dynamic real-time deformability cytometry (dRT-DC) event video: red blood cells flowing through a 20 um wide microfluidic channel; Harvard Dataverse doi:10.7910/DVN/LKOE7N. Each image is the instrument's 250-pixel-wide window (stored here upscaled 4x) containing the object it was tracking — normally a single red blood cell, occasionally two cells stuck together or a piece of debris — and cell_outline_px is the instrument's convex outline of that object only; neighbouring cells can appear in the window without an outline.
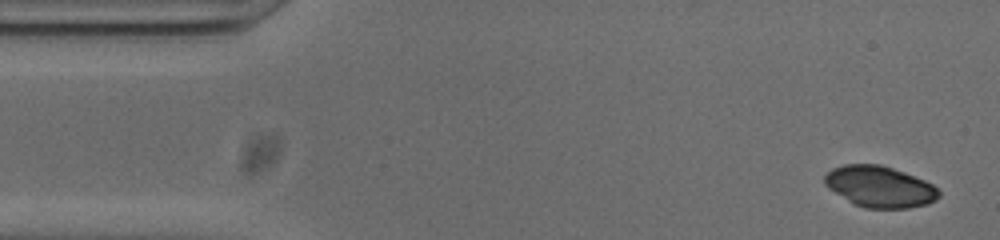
{"species": "common noctule bat (a hibernating species)", "species_latin": "Nyctalus noctula", "temperature_condition": "cold", "stored_images_in_passage": 52, "camera_frame_rate_fps": 3000, "um_per_image_px": 0.085, "animal": {"sex": "male", "body_mass_g": 20.0, "forearm_length_mm": 53.3}, "frame": {"image": 1, "passage_image": 2, "time_ms": 0.333, "image_size_px": [1000, 240], "cell_outline_px": [[940, 196], [936, 200], [928, 204], [908, 208], [864, 208], [852, 204], [828, 188], [824, 184], [824, 176], [832, 168], [844, 164], [880, 164], [904, 172], [924, 180], [932, 184], [940, 192]], "centroid_in_image_um": [74.76, 15.87], "position_along_channel_um": 10.2, "area_um2": 27.57}}